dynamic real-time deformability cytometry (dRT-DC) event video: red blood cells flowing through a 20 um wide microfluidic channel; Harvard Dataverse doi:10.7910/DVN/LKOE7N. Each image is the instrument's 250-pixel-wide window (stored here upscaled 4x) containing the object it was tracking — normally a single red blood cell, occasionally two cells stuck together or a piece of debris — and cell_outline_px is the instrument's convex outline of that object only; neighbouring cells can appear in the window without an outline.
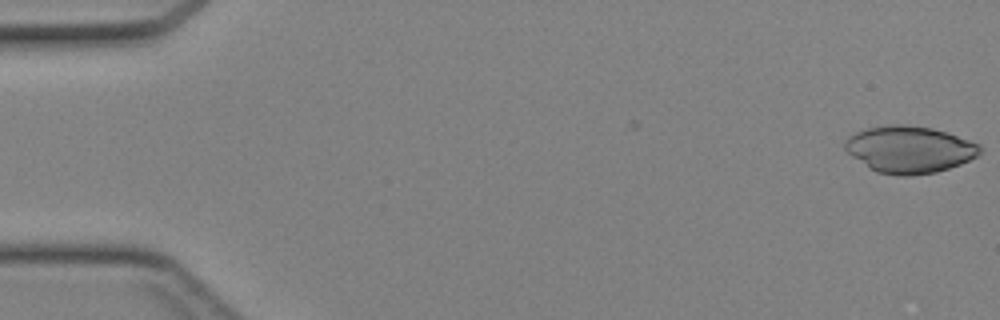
{"species": "Egyptian fruit bat (a non-hibernating species)", "species_latin": "Rousettus aegyptiacus", "temperature_condition": "cold", "stored_images_in_passage": 6, "camera_frame_rate_fps": 3000, "um_per_image_px": 0.085, "animal": {"sex": "female"}, "frame": {"image": 1, "passage_image": 1, "time_ms": 0.0, "image_size_px": [1000, 320], "cell_outline_px": [[984, 148], [976, 156], [960, 164], [936, 172], [912, 176], [896, 176], [876, 172], [868, 168], [852, 156], [844, 148], [844, 140], [848, 136], [856, 132], [868, 128], [888, 124], [904, 124], [932, 128], [948, 132], [980, 144]], "centroid_in_image_um": [77.29, 12.7], "position_along_channel_um": 7.7, "area_um2": 37.22}}